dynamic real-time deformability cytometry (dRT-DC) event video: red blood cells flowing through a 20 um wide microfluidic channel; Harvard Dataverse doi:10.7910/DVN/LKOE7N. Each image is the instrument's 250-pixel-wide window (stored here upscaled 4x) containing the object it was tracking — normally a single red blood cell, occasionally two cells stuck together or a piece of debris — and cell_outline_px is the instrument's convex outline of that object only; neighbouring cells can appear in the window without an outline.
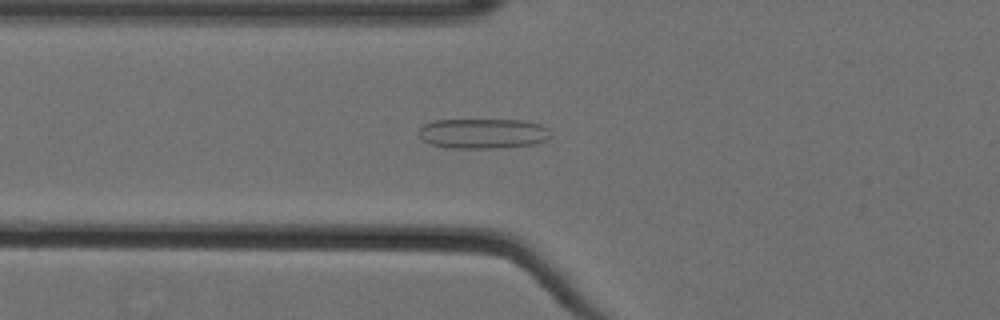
{"species": "Egyptian fruit bat (a non-hibernating species)", "species_latin": "Rousettus aegyptiacus", "temperature_condition": "cold", "stored_images_in_passage": 44, "camera_frame_rate_fps": 3000, "um_per_image_px": 0.085, "animal": {"sex": "female"}, "frame": {"image": 1, "passage_image": 13, "time_ms": 4.0, "image_size_px": [1000, 320], "cell_outline_px": [[552, 136], [536, 144], [492, 148], [448, 148], [432, 144], [424, 140], [420, 136], [420, 128], [424, 124], [432, 120], [520, 120], [540, 124], [548, 128], [552, 132]], "centroid_in_image_um": [41.08, 11.34], "position_along_channel_um": 84.7, "area_um2": 23.06}}
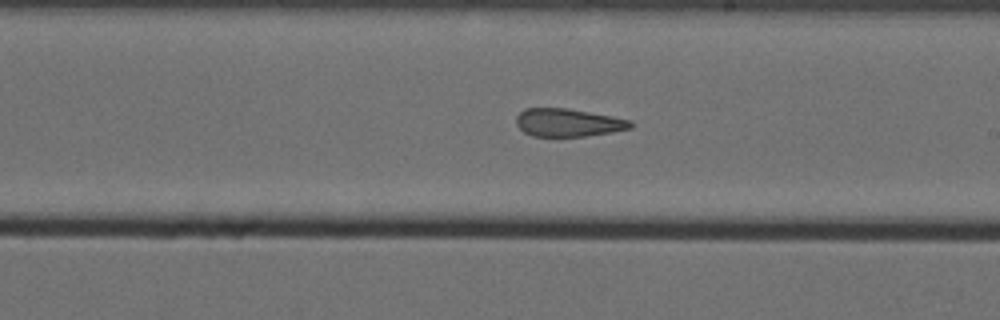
{"frame": {"image": 2, "passage_image": 26, "time_ms": 8.333, "image_size_px": [1000, 320], "cell_outline_px": [[632, 128], [612, 132], [584, 136], [532, 136], [524, 132], [516, 124], [516, 116], [524, 108], [568, 108], [612, 116], [632, 120]], "centroid_in_image_um": [48.29, 10.41], "position_along_channel_um": 240.7, "area_um2": 18.67}}
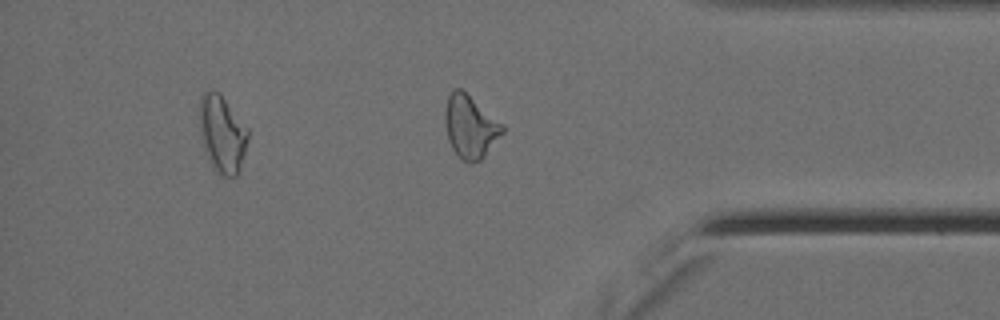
{"frame": {"image": 3, "passage_image": 40, "time_ms": 13.0, "image_size_px": [1000, 320], "cell_outline_px": [[248, 136], [240, 172], [236, 176], [220, 176], [212, 168], [204, 148], [200, 132], [200, 96], [204, 92], [220, 92], [248, 128]], "centroid_in_image_um": [18.9, 11.41], "position_along_channel_um": 416.3, "area_um2": 21.79}, "authors_computed_cell_mechanics": {"area_um2": 20.7213, "velocity_mm_per_s": 3.5783, "shape_relaxation_time_tau1_ms": null, "shape_relaxation_time_tau2_ms": 2.9712, "deformation_change_tau1": null, "deformation_change_tau2": 0.1178}}